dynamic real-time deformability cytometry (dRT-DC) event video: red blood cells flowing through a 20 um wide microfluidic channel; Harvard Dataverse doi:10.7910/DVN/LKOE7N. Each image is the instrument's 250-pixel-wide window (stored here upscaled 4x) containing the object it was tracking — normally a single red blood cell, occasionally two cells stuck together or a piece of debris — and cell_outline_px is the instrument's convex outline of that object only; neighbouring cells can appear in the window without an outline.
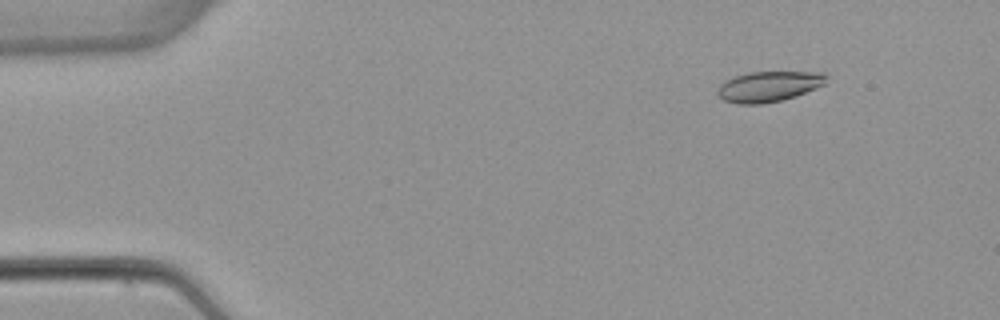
{"species": "common noctule bat (a hibernating species)", "species_latin": "Nyctalus noctula", "temperature_condition": "warm", "stored_images_in_passage": 4, "camera_frame_rate_fps": 3000, "um_per_image_px": 0.085, "animal": {"sex": "female", "body_mass_g": 22.7, "forearm_length_mm": 54.2}, "frame": {"image": 1, "passage_image": 2, "time_ms": 1.333, "image_size_px": [1000, 320], "cell_outline_px": [[828, 84], [796, 96], [780, 100], [760, 104], [736, 104], [724, 100], [716, 92], [720, 84], [736, 76], [748, 72], [824, 72], [828, 76]], "centroid_in_image_um": [65.41, 7.34], "position_along_channel_um": 19.6, "area_um2": 19.42}}